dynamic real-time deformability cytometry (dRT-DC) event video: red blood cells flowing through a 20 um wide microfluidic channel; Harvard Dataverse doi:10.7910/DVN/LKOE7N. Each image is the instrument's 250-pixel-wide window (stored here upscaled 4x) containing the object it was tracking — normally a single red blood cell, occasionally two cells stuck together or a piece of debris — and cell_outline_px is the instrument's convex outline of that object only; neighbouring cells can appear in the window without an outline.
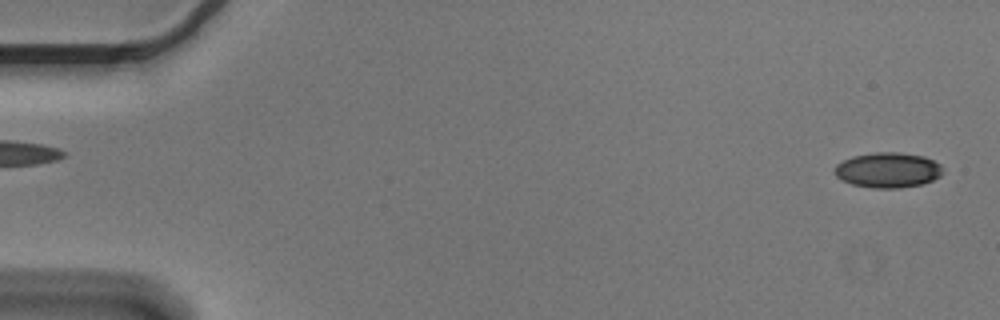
{"species": "Egyptian fruit bat (a non-hibernating species)", "species_latin": "Rousettus aegyptiacus", "temperature_condition": "cold", "stored_images_in_passage": 4, "segment_of_instrument_passage": [2, 2], "camera_frame_rate_fps": 3000, "um_per_image_px": 0.085, "animal": {"sex": "male"}, "frame": {"image": 1, "passage_image": 4, "time_ms": 1.0, "image_size_px": [1000, 320], "cell_outline_px": [[944, 172], [940, 176], [924, 184], [900, 188], [872, 188], [852, 184], [836, 176], [832, 172], [836, 164], [852, 156], [876, 152], [900, 152], [924, 156], [940, 164]], "centroid_in_image_um": [75.48, 14.45], "position_along_channel_um": 9.5, "area_um2": 22.37}}